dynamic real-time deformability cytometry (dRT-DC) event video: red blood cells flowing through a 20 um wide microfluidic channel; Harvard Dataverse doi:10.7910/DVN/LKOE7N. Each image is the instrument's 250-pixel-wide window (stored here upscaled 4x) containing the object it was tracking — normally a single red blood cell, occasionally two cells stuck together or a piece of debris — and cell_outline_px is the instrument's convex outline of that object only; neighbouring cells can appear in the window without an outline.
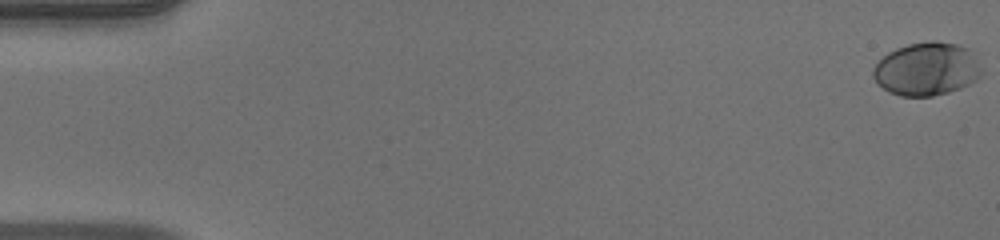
{"species": "human", "species_latin": "Homo sapiens", "temperature_condition": "warm", "stored_images_in_passage": 11, "camera_frame_rate_fps": 3000, "um_per_image_px": 0.085, "donor": {"sex": "male"}, "frame": {"image": 1, "passage_image": 1, "time_ms": 0.0, "image_size_px": [1000, 240], "cell_outline_px": [[980, 76], [976, 80], [960, 88], [948, 92], [932, 96], [900, 96], [888, 92], [872, 76], [872, 68], [888, 52], [896, 48], [908, 44], [932, 40], [936, 40], [956, 44], [968, 48], [976, 52], [980, 68]], "centroid_in_image_um": [78.78, 5.85], "position_along_channel_um": 6.2, "area_um2": 33.76}}